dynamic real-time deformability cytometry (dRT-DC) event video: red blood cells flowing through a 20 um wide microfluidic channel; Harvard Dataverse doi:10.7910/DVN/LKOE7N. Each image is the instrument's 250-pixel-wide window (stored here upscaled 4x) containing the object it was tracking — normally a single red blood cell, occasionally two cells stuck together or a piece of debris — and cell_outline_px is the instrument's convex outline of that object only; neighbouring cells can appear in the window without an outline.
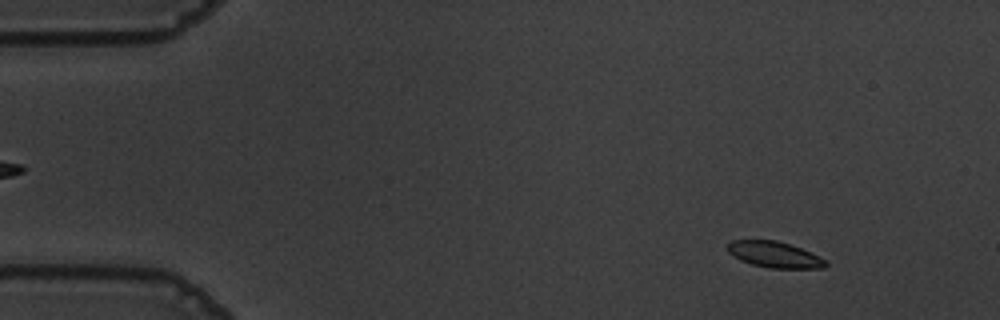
{"species": "common noctule bat (a hibernating species)", "species_latin": "Nyctalus noctula", "temperature_condition": "warm", "stored_images_in_passage": 56, "camera_frame_rate_fps": 3000, "um_per_image_px": 0.085, "animal": {"sex": "male", "body_mass_g": 19.5, "forearm_length_mm": 54.6}, "frame": {"image": 1, "passage_image": 6, "time_ms": 1.667, "image_size_px": [1000, 320], "cell_outline_px": [[828, 264], [824, 268], [768, 268], [752, 264], [740, 260], [728, 252], [728, 244], [732, 240], [776, 240], [800, 248], [820, 256], [828, 260]], "centroid_in_image_um": [65.86, 21.65], "position_along_channel_um": 19.1, "area_um2": 14.85}}
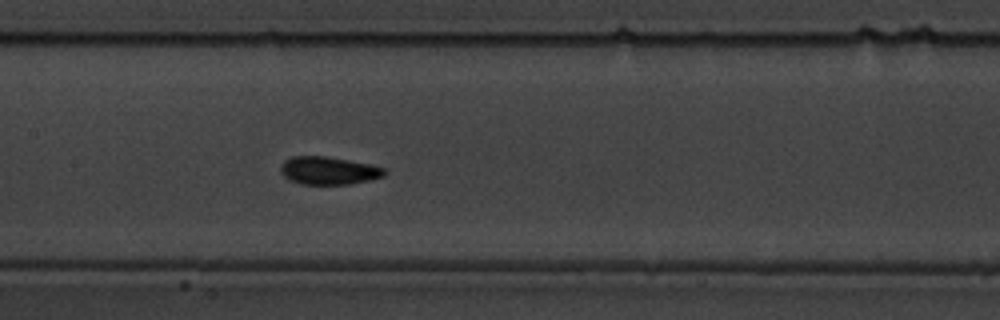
{"frame": {"image": 2, "passage_image": 27, "time_ms": 8.667, "image_size_px": [1000, 320], "cell_outline_px": [[388, 172], [384, 176], [368, 180], [348, 184], [300, 184], [288, 180], [280, 172], [280, 164], [284, 160], [292, 156], [324, 156], [372, 164], [384, 168]], "centroid_in_image_um": [27.9, 14.5], "position_along_channel_um": 179.5, "area_um2": 16.99}}
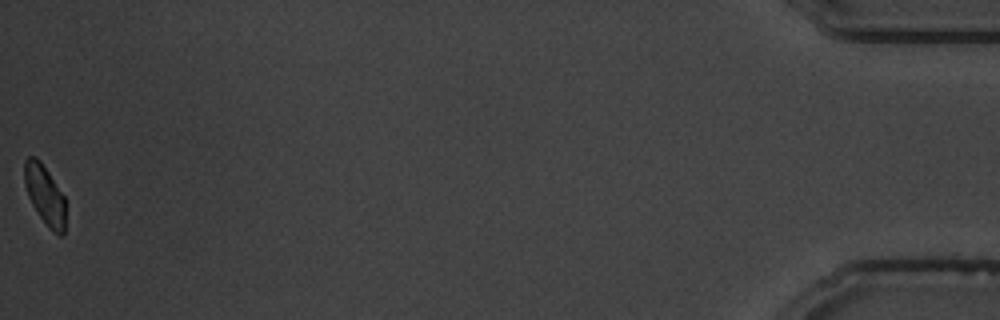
{"frame": {"image": 3, "passage_image": 56, "time_ms": 18.333, "image_size_px": [1000, 320], "cell_outline_px": [[64, 232], [60, 236], [48, 228], [32, 204], [28, 196], [24, 184], [24, 160], [28, 156], [36, 156], [40, 160], [64, 196]], "centroid_in_image_um": [3.78, 16.53], "position_along_channel_um": 431.4, "area_um2": 14.1}, "authors_computed_cell_mechanics": {"area_um2": 16.0106, "velocity_mm_per_s": 3.611, "shape_relaxation_time_tau1_ms": 4.1443, "shape_relaxation_time_tau2_ms": 1.3917, "deformation_change_tau1": 0.1159, "deformation_change_tau2": 0.0601}}